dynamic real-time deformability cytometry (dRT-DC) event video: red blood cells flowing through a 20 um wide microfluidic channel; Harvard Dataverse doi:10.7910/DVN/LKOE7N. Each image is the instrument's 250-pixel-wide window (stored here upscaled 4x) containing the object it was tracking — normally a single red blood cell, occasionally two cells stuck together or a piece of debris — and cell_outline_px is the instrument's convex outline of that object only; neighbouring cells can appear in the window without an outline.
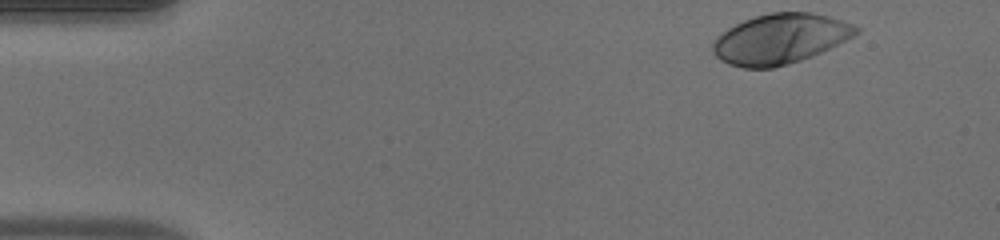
{"species": "human", "species_latin": "Homo sapiens", "temperature_condition": "warm", "stored_images_in_passage": 39, "camera_frame_rate_fps": 3000, "um_per_image_px": 0.085, "donor": {"sex": "male"}, "frame": {"image": 1, "passage_image": 1, "time_ms": 0.0, "image_size_px": [1000, 240], "cell_outline_px": [[860, 32], [812, 56], [788, 64], [772, 68], [744, 68], [728, 64], [720, 60], [712, 52], [712, 44], [716, 36], [728, 28], [744, 20], [768, 12], [812, 12], [828, 16], [852, 24], [860, 28]], "centroid_in_image_um": [66.26, 3.3], "position_along_channel_um": 18.7, "area_um2": 41.62}}
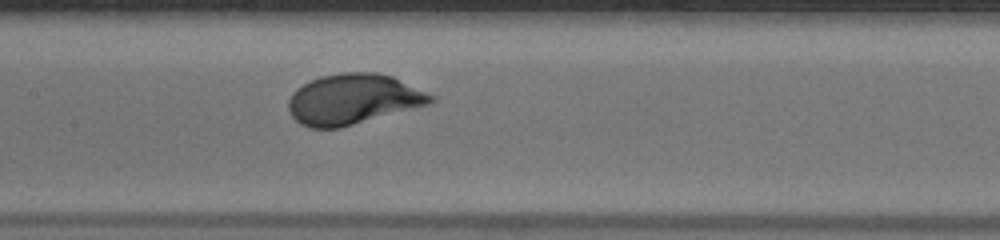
{"frame": {"image": 2, "passage_image": 21, "time_ms": 6.667, "image_size_px": [1000, 240], "cell_outline_px": [[436, 100], [428, 104], [340, 128], [312, 128], [300, 124], [292, 116], [288, 108], [288, 100], [292, 92], [296, 88], [320, 76], [344, 72], [376, 72], [392, 76], [436, 96]], "centroid_in_image_um": [30.0, 8.43], "position_along_channel_um": 177.4, "area_um2": 41.67}}
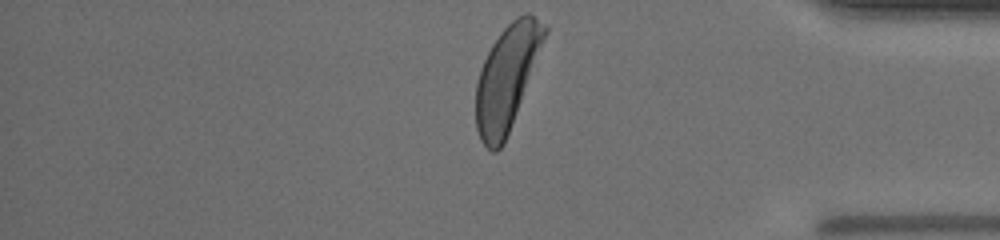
{"frame": {"image": 3, "passage_image": 39, "time_ms": 12.667, "image_size_px": [1000, 240], "cell_outline_px": [[548, 32], [504, 144], [496, 152], [492, 152], [480, 140], [476, 128], [476, 84], [480, 68], [492, 44], [500, 32], [516, 16], [524, 12], [528, 12], [544, 24], [548, 28]], "centroid_in_image_um": [43.08, 6.59], "position_along_channel_um": 392.1, "area_um2": 41.44}, "authors_computed_cell_mechanics": {"area_um2": 41.2114, "velocity_mm_per_s": 3.9527, "shape_relaxation_time_tau1_ms": 1.9053, "shape_relaxation_time_tau2_ms": null, "deformation_change_tau1": 0.149, "deformation_change_tau2": null}}